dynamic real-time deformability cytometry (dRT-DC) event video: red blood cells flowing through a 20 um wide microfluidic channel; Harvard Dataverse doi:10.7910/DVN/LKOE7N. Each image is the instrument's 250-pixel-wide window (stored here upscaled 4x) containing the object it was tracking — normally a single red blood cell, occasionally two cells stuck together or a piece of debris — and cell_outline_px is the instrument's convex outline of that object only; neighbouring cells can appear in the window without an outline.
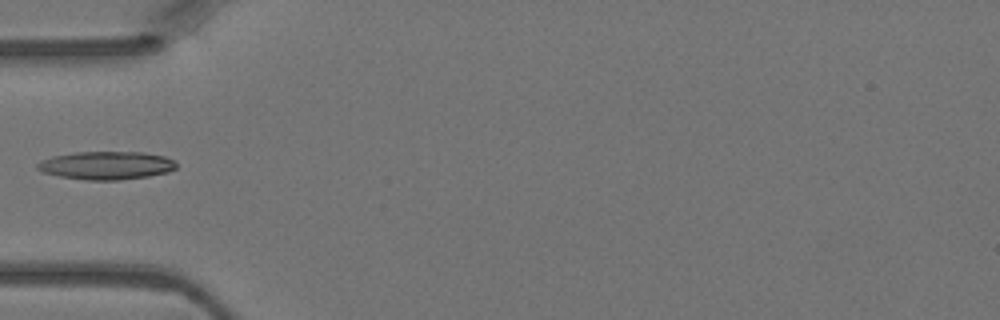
{"species": "Egyptian fruit bat (a non-hibernating species)", "species_latin": "Rousettus aegyptiacus", "temperature_condition": "warm", "stored_images_in_passage": 5, "camera_frame_rate_fps": 3000, "um_per_image_px": 0.085, "animal": {"sex": "female"}, "frame": {"image": 1, "passage_image": 5, "time_ms": 1.333, "image_size_px": [1000, 320], "cell_outline_px": [[176, 168], [168, 172], [148, 176], [116, 180], [88, 180], [60, 176], [44, 172], [36, 168], [36, 164], [40, 160], [52, 156], [76, 152], [144, 152], [164, 156], [176, 160]], "centroid_in_image_um": [9.05, 14.05], "position_along_channel_um": 75.9, "area_um2": 22.77}}